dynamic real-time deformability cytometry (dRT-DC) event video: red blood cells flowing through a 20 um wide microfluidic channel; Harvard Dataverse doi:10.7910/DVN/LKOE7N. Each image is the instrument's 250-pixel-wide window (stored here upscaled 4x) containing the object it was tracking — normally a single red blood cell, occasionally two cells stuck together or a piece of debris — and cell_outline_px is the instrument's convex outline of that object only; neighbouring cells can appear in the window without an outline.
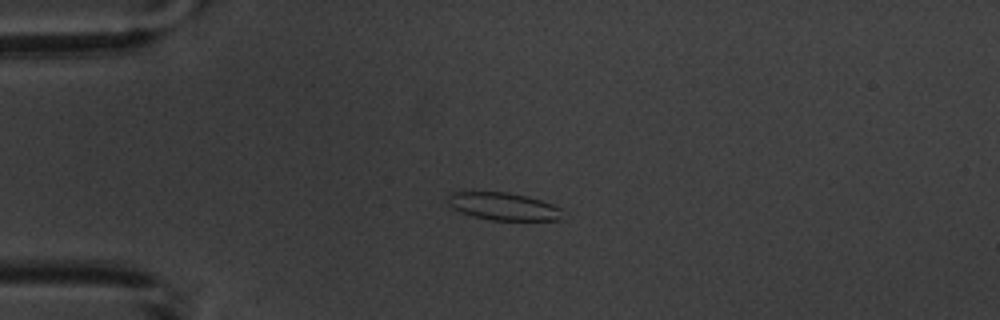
{"species": "common noctule bat (a hibernating species)", "species_latin": "Nyctalus noctula", "temperature_condition": "warm", "stored_images_in_passage": 2, "camera_frame_rate_fps": 3000, "um_per_image_px": 0.085, "animal": {"sex": "male", "body_mass_g": 20.1, "forearm_length_mm": 53.5}, "frame": {"image": 1, "passage_image": 1, "time_ms": 0.0, "image_size_px": [1000, 320], "cell_outline_px": [[564, 220], [492, 220], [472, 216], [460, 212], [452, 208], [448, 204], [448, 196], [452, 192], [508, 192], [528, 196], [552, 204], [560, 208]], "centroid_in_image_um": [42.8, 17.55], "position_along_channel_um": 42.2, "area_um2": 18.5}}